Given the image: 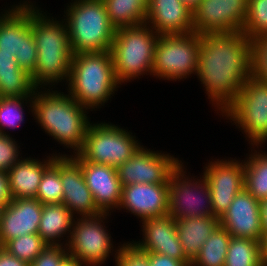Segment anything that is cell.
Segmentation results:
<instances>
[{"label":"cell","instance_id":"cell-21","mask_svg":"<svg viewBox=\"0 0 267 266\" xmlns=\"http://www.w3.org/2000/svg\"><path fill=\"white\" fill-rule=\"evenodd\" d=\"M143 240L133 243L142 251L166 255L180 261H189L179 241L176 220L166 216L142 220Z\"/></svg>","mask_w":267,"mask_h":266},{"label":"cell","instance_id":"cell-19","mask_svg":"<svg viewBox=\"0 0 267 266\" xmlns=\"http://www.w3.org/2000/svg\"><path fill=\"white\" fill-rule=\"evenodd\" d=\"M43 204L36 198L12 199L0 218V246L9 240L38 233Z\"/></svg>","mask_w":267,"mask_h":266},{"label":"cell","instance_id":"cell-7","mask_svg":"<svg viewBox=\"0 0 267 266\" xmlns=\"http://www.w3.org/2000/svg\"><path fill=\"white\" fill-rule=\"evenodd\" d=\"M200 45L196 32L159 35L151 75L176 81L196 74Z\"/></svg>","mask_w":267,"mask_h":266},{"label":"cell","instance_id":"cell-5","mask_svg":"<svg viewBox=\"0 0 267 266\" xmlns=\"http://www.w3.org/2000/svg\"><path fill=\"white\" fill-rule=\"evenodd\" d=\"M66 10V26L73 54L111 50L116 28L103 0H74Z\"/></svg>","mask_w":267,"mask_h":266},{"label":"cell","instance_id":"cell-15","mask_svg":"<svg viewBox=\"0 0 267 266\" xmlns=\"http://www.w3.org/2000/svg\"><path fill=\"white\" fill-rule=\"evenodd\" d=\"M244 174V162L236 159H217L205 166L203 175L208 182L215 217L220 219L237 193L244 188Z\"/></svg>","mask_w":267,"mask_h":266},{"label":"cell","instance_id":"cell-22","mask_svg":"<svg viewBox=\"0 0 267 266\" xmlns=\"http://www.w3.org/2000/svg\"><path fill=\"white\" fill-rule=\"evenodd\" d=\"M145 24L159 35L195 32L193 10L182 0H149Z\"/></svg>","mask_w":267,"mask_h":266},{"label":"cell","instance_id":"cell-38","mask_svg":"<svg viewBox=\"0 0 267 266\" xmlns=\"http://www.w3.org/2000/svg\"><path fill=\"white\" fill-rule=\"evenodd\" d=\"M68 256L69 254L66 246L48 245L41 254L35 258L30 266H61Z\"/></svg>","mask_w":267,"mask_h":266},{"label":"cell","instance_id":"cell-33","mask_svg":"<svg viewBox=\"0 0 267 266\" xmlns=\"http://www.w3.org/2000/svg\"><path fill=\"white\" fill-rule=\"evenodd\" d=\"M24 101H30L29 107L33 108V97H0V134H6L4 128L15 129L23 123Z\"/></svg>","mask_w":267,"mask_h":266},{"label":"cell","instance_id":"cell-36","mask_svg":"<svg viewBox=\"0 0 267 266\" xmlns=\"http://www.w3.org/2000/svg\"><path fill=\"white\" fill-rule=\"evenodd\" d=\"M118 247L114 256L116 266H150L149 252L140 250L133 242Z\"/></svg>","mask_w":267,"mask_h":266},{"label":"cell","instance_id":"cell-31","mask_svg":"<svg viewBox=\"0 0 267 266\" xmlns=\"http://www.w3.org/2000/svg\"><path fill=\"white\" fill-rule=\"evenodd\" d=\"M36 199L43 205L62 204L63 187L59 172V156L44 171L37 190Z\"/></svg>","mask_w":267,"mask_h":266},{"label":"cell","instance_id":"cell-39","mask_svg":"<svg viewBox=\"0 0 267 266\" xmlns=\"http://www.w3.org/2000/svg\"><path fill=\"white\" fill-rule=\"evenodd\" d=\"M150 266H190V261H180L166 255L149 253Z\"/></svg>","mask_w":267,"mask_h":266},{"label":"cell","instance_id":"cell-9","mask_svg":"<svg viewBox=\"0 0 267 266\" xmlns=\"http://www.w3.org/2000/svg\"><path fill=\"white\" fill-rule=\"evenodd\" d=\"M221 115L244 130L251 145L261 146L267 140V84L250 77L237 100Z\"/></svg>","mask_w":267,"mask_h":266},{"label":"cell","instance_id":"cell-34","mask_svg":"<svg viewBox=\"0 0 267 266\" xmlns=\"http://www.w3.org/2000/svg\"><path fill=\"white\" fill-rule=\"evenodd\" d=\"M242 32L250 40L267 34V0H248Z\"/></svg>","mask_w":267,"mask_h":266},{"label":"cell","instance_id":"cell-17","mask_svg":"<svg viewBox=\"0 0 267 266\" xmlns=\"http://www.w3.org/2000/svg\"><path fill=\"white\" fill-rule=\"evenodd\" d=\"M82 168L86 185L97 208L108 213L120 205L122 184L115 167L84 161L78 154L70 155Z\"/></svg>","mask_w":267,"mask_h":266},{"label":"cell","instance_id":"cell-41","mask_svg":"<svg viewBox=\"0 0 267 266\" xmlns=\"http://www.w3.org/2000/svg\"><path fill=\"white\" fill-rule=\"evenodd\" d=\"M0 266H30V264L19 260L0 246Z\"/></svg>","mask_w":267,"mask_h":266},{"label":"cell","instance_id":"cell-32","mask_svg":"<svg viewBox=\"0 0 267 266\" xmlns=\"http://www.w3.org/2000/svg\"><path fill=\"white\" fill-rule=\"evenodd\" d=\"M47 246L41 236L35 233L9 240L3 248L19 260L31 264Z\"/></svg>","mask_w":267,"mask_h":266},{"label":"cell","instance_id":"cell-29","mask_svg":"<svg viewBox=\"0 0 267 266\" xmlns=\"http://www.w3.org/2000/svg\"><path fill=\"white\" fill-rule=\"evenodd\" d=\"M231 235L218 226L205 241L190 266H225L228 244Z\"/></svg>","mask_w":267,"mask_h":266},{"label":"cell","instance_id":"cell-1","mask_svg":"<svg viewBox=\"0 0 267 266\" xmlns=\"http://www.w3.org/2000/svg\"><path fill=\"white\" fill-rule=\"evenodd\" d=\"M196 75L223 114L251 77V40L242 32L200 34Z\"/></svg>","mask_w":267,"mask_h":266},{"label":"cell","instance_id":"cell-44","mask_svg":"<svg viewBox=\"0 0 267 266\" xmlns=\"http://www.w3.org/2000/svg\"><path fill=\"white\" fill-rule=\"evenodd\" d=\"M84 266L85 264L78 261L75 258H72L71 256H68L62 263L61 266Z\"/></svg>","mask_w":267,"mask_h":266},{"label":"cell","instance_id":"cell-14","mask_svg":"<svg viewBox=\"0 0 267 266\" xmlns=\"http://www.w3.org/2000/svg\"><path fill=\"white\" fill-rule=\"evenodd\" d=\"M248 0H201L193 10L194 30L198 34L242 31Z\"/></svg>","mask_w":267,"mask_h":266},{"label":"cell","instance_id":"cell-20","mask_svg":"<svg viewBox=\"0 0 267 266\" xmlns=\"http://www.w3.org/2000/svg\"><path fill=\"white\" fill-rule=\"evenodd\" d=\"M168 184H131L122 187L121 208L142 220L169 214ZM120 208V209H119Z\"/></svg>","mask_w":267,"mask_h":266},{"label":"cell","instance_id":"cell-24","mask_svg":"<svg viewBox=\"0 0 267 266\" xmlns=\"http://www.w3.org/2000/svg\"><path fill=\"white\" fill-rule=\"evenodd\" d=\"M220 225L217 217H186L176 220L179 241L186 258L192 262L205 241Z\"/></svg>","mask_w":267,"mask_h":266},{"label":"cell","instance_id":"cell-2","mask_svg":"<svg viewBox=\"0 0 267 266\" xmlns=\"http://www.w3.org/2000/svg\"><path fill=\"white\" fill-rule=\"evenodd\" d=\"M43 14L35 5L31 6L30 27L37 48L31 81L39 91L40 87L44 89L64 79L68 83L73 57L65 20L61 22Z\"/></svg>","mask_w":267,"mask_h":266},{"label":"cell","instance_id":"cell-42","mask_svg":"<svg viewBox=\"0 0 267 266\" xmlns=\"http://www.w3.org/2000/svg\"><path fill=\"white\" fill-rule=\"evenodd\" d=\"M263 235L267 234V200L260 202Z\"/></svg>","mask_w":267,"mask_h":266},{"label":"cell","instance_id":"cell-37","mask_svg":"<svg viewBox=\"0 0 267 266\" xmlns=\"http://www.w3.org/2000/svg\"><path fill=\"white\" fill-rule=\"evenodd\" d=\"M17 142L8 134H0V171L7 172L22 157Z\"/></svg>","mask_w":267,"mask_h":266},{"label":"cell","instance_id":"cell-16","mask_svg":"<svg viewBox=\"0 0 267 266\" xmlns=\"http://www.w3.org/2000/svg\"><path fill=\"white\" fill-rule=\"evenodd\" d=\"M219 222L220 226L232 237L262 242L260 202L245 188L237 193L227 211L220 217Z\"/></svg>","mask_w":267,"mask_h":266},{"label":"cell","instance_id":"cell-26","mask_svg":"<svg viewBox=\"0 0 267 266\" xmlns=\"http://www.w3.org/2000/svg\"><path fill=\"white\" fill-rule=\"evenodd\" d=\"M74 216L64 204L43 205L38 234L48 245L67 246L75 220ZM67 233L69 236H67L66 243H60L59 239Z\"/></svg>","mask_w":267,"mask_h":266},{"label":"cell","instance_id":"cell-30","mask_svg":"<svg viewBox=\"0 0 267 266\" xmlns=\"http://www.w3.org/2000/svg\"><path fill=\"white\" fill-rule=\"evenodd\" d=\"M225 266H263L261 243L248 238L231 237Z\"/></svg>","mask_w":267,"mask_h":266},{"label":"cell","instance_id":"cell-10","mask_svg":"<svg viewBox=\"0 0 267 266\" xmlns=\"http://www.w3.org/2000/svg\"><path fill=\"white\" fill-rule=\"evenodd\" d=\"M23 2L0 14V52L13 54L18 66L31 75L37 63L36 42L30 27L33 3Z\"/></svg>","mask_w":267,"mask_h":266},{"label":"cell","instance_id":"cell-3","mask_svg":"<svg viewBox=\"0 0 267 266\" xmlns=\"http://www.w3.org/2000/svg\"><path fill=\"white\" fill-rule=\"evenodd\" d=\"M48 90H35L31 112L48 135L61 145L72 148L77 154L83 147L90 125L87 109L76 102L69 93L67 95L56 90Z\"/></svg>","mask_w":267,"mask_h":266},{"label":"cell","instance_id":"cell-28","mask_svg":"<svg viewBox=\"0 0 267 266\" xmlns=\"http://www.w3.org/2000/svg\"><path fill=\"white\" fill-rule=\"evenodd\" d=\"M244 188L259 202L267 200V154L255 152L244 160Z\"/></svg>","mask_w":267,"mask_h":266},{"label":"cell","instance_id":"cell-18","mask_svg":"<svg viewBox=\"0 0 267 266\" xmlns=\"http://www.w3.org/2000/svg\"><path fill=\"white\" fill-rule=\"evenodd\" d=\"M58 156L63 187L62 204L73 214L77 213L81 217L97 216L102 213L86 185L81 166L71 156L66 154Z\"/></svg>","mask_w":267,"mask_h":266},{"label":"cell","instance_id":"cell-8","mask_svg":"<svg viewBox=\"0 0 267 266\" xmlns=\"http://www.w3.org/2000/svg\"><path fill=\"white\" fill-rule=\"evenodd\" d=\"M136 137L111 123H90L82 149L77 153L84 161L117 168L141 147Z\"/></svg>","mask_w":267,"mask_h":266},{"label":"cell","instance_id":"cell-13","mask_svg":"<svg viewBox=\"0 0 267 266\" xmlns=\"http://www.w3.org/2000/svg\"><path fill=\"white\" fill-rule=\"evenodd\" d=\"M181 160L169 153L153 152L141 146L136 153L116 168L122 187L131 184H169L170 175Z\"/></svg>","mask_w":267,"mask_h":266},{"label":"cell","instance_id":"cell-23","mask_svg":"<svg viewBox=\"0 0 267 266\" xmlns=\"http://www.w3.org/2000/svg\"><path fill=\"white\" fill-rule=\"evenodd\" d=\"M48 157V160L46 159L44 162L32 158H21L7 171L12 199L36 198L44 171L58 156L54 154V156Z\"/></svg>","mask_w":267,"mask_h":266},{"label":"cell","instance_id":"cell-11","mask_svg":"<svg viewBox=\"0 0 267 266\" xmlns=\"http://www.w3.org/2000/svg\"><path fill=\"white\" fill-rule=\"evenodd\" d=\"M181 164L170 175L168 191L169 215L175 220L186 217H215L211 193L204 175L202 180L189 179ZM186 176V177H185ZM193 181V182H192Z\"/></svg>","mask_w":267,"mask_h":266},{"label":"cell","instance_id":"cell-6","mask_svg":"<svg viewBox=\"0 0 267 266\" xmlns=\"http://www.w3.org/2000/svg\"><path fill=\"white\" fill-rule=\"evenodd\" d=\"M158 38L147 24L116 29L111 54L120 85L147 72L151 75Z\"/></svg>","mask_w":267,"mask_h":266},{"label":"cell","instance_id":"cell-25","mask_svg":"<svg viewBox=\"0 0 267 266\" xmlns=\"http://www.w3.org/2000/svg\"><path fill=\"white\" fill-rule=\"evenodd\" d=\"M35 90L31 75L18 66L15 56L0 52V97H33Z\"/></svg>","mask_w":267,"mask_h":266},{"label":"cell","instance_id":"cell-46","mask_svg":"<svg viewBox=\"0 0 267 266\" xmlns=\"http://www.w3.org/2000/svg\"><path fill=\"white\" fill-rule=\"evenodd\" d=\"M3 208H4V206L2 204H0V218H1V215H2Z\"/></svg>","mask_w":267,"mask_h":266},{"label":"cell","instance_id":"cell-27","mask_svg":"<svg viewBox=\"0 0 267 266\" xmlns=\"http://www.w3.org/2000/svg\"><path fill=\"white\" fill-rule=\"evenodd\" d=\"M109 21L116 28L145 24L149 0H103Z\"/></svg>","mask_w":267,"mask_h":266},{"label":"cell","instance_id":"cell-12","mask_svg":"<svg viewBox=\"0 0 267 266\" xmlns=\"http://www.w3.org/2000/svg\"><path fill=\"white\" fill-rule=\"evenodd\" d=\"M107 216L108 213H100L97 216L74 220L66 246L69 256L84 263L85 266H100L106 261L113 249L111 235L104 228L103 220Z\"/></svg>","mask_w":267,"mask_h":266},{"label":"cell","instance_id":"cell-40","mask_svg":"<svg viewBox=\"0 0 267 266\" xmlns=\"http://www.w3.org/2000/svg\"><path fill=\"white\" fill-rule=\"evenodd\" d=\"M11 200L7 172L0 171V204L6 206Z\"/></svg>","mask_w":267,"mask_h":266},{"label":"cell","instance_id":"cell-43","mask_svg":"<svg viewBox=\"0 0 267 266\" xmlns=\"http://www.w3.org/2000/svg\"><path fill=\"white\" fill-rule=\"evenodd\" d=\"M263 266H267V234L263 235L261 242Z\"/></svg>","mask_w":267,"mask_h":266},{"label":"cell","instance_id":"cell-45","mask_svg":"<svg viewBox=\"0 0 267 266\" xmlns=\"http://www.w3.org/2000/svg\"><path fill=\"white\" fill-rule=\"evenodd\" d=\"M200 1L201 0H182V2L192 10H194L198 6Z\"/></svg>","mask_w":267,"mask_h":266},{"label":"cell","instance_id":"cell-4","mask_svg":"<svg viewBox=\"0 0 267 266\" xmlns=\"http://www.w3.org/2000/svg\"><path fill=\"white\" fill-rule=\"evenodd\" d=\"M70 96L86 109L111 98L118 85L111 50L73 54L68 82Z\"/></svg>","mask_w":267,"mask_h":266},{"label":"cell","instance_id":"cell-35","mask_svg":"<svg viewBox=\"0 0 267 266\" xmlns=\"http://www.w3.org/2000/svg\"><path fill=\"white\" fill-rule=\"evenodd\" d=\"M251 77L267 84V34L251 39Z\"/></svg>","mask_w":267,"mask_h":266}]
</instances>
